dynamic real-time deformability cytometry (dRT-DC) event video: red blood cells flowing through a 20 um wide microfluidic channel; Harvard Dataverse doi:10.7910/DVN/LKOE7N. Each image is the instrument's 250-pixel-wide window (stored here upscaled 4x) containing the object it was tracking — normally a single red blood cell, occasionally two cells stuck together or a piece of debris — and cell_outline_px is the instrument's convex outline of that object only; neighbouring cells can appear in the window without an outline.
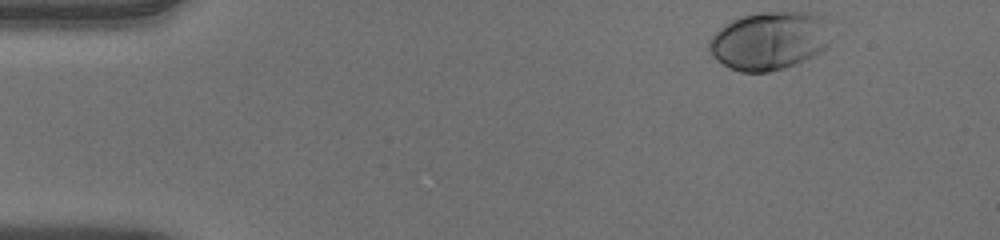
{"species": "human", "species_latin": "Homo sapiens", "temperature_condition": "warm", "stored_images_in_passage": 47, "camera_frame_rate_fps": 3000, "um_per_image_px": 0.085, "donor": {"sex": "male"}, "frame": {"image": 1, "passage_image": 1, "time_ms": 0.0, "image_size_px": [1000, 240], "cell_outline_px": [[832, 40], [820, 52], [796, 64], [784, 68], [768, 72], [740, 72], [728, 68], [716, 60], [708, 48], [708, 40], [724, 24], [732, 20], [744, 16], [760, 12], [812, 12], [824, 16]], "centroid_in_image_um": [65.4, 3.46], "position_along_channel_um": 19.6, "area_um2": 41.67}}
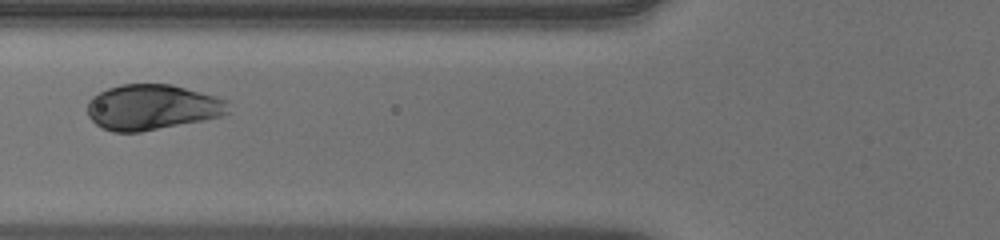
{"frame": {"image": 2, "passage_image": 16, "time_ms": 5.0, "image_size_px": [1000, 240], "cell_outline_px": [[228, 112], [220, 116], [204, 120], [140, 132], [112, 132], [96, 124], [88, 116], [88, 100], [92, 96], [108, 88], [120, 84], [172, 84], [216, 96], [228, 100]], "centroid_in_image_um": [12.92, 9.1], "position_along_channel_um": 112.9, "area_um2": 37.34}}
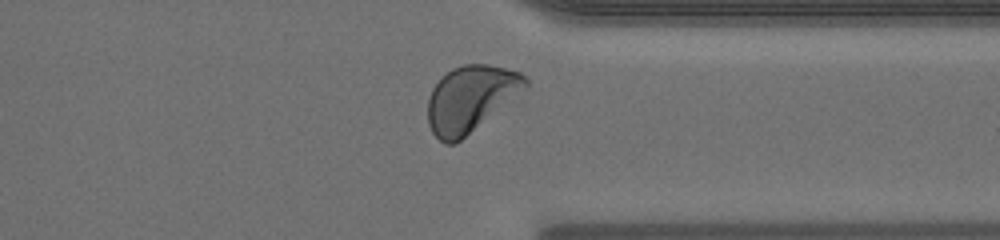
{"frame": {"image": 3, "passage_image": 36, "time_ms": 11.667, "image_size_px": [1000, 240], "cell_outline_px": [[528, 84], [456, 144], [444, 144], [432, 132], [428, 124], [428, 96], [432, 88], [452, 68], [464, 64], [488, 64], [520, 72], [528, 80]], "centroid_in_image_um": [39.93, 8.39], "position_along_channel_um": 371.5, "area_um2": 36.59}, "authors_computed_cell_mechanics": {"area_um2": 37.8012, "velocity_mm_per_s": 3.8981, "shape_relaxation_time_tau1_ms": 1.842, "shape_relaxation_time_tau2_ms": null, "deformation_change_tau1": 0.1405, "deformation_change_tau2": null}}